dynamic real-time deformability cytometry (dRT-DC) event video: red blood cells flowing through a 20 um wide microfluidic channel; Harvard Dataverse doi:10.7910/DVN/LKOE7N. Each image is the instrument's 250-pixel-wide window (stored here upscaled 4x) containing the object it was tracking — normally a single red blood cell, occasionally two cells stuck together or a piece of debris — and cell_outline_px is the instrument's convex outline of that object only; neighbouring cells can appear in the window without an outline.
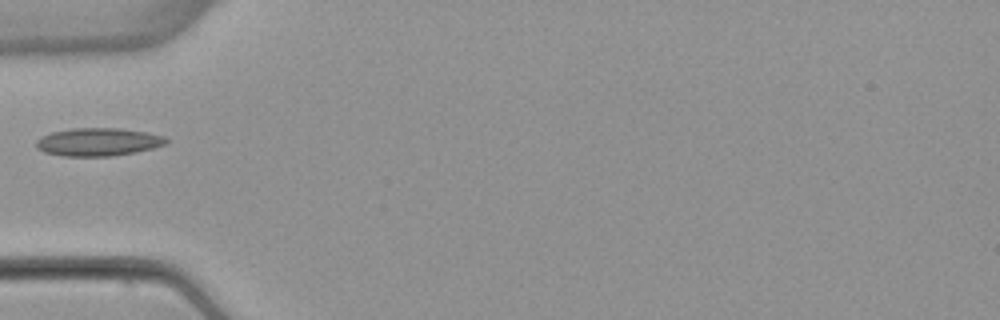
{"species": "common noctule bat (a hibernating species)", "species_latin": "Nyctalus noctula", "temperature_condition": "warm", "stored_images_in_passage": 36, "camera_frame_rate_fps": 3000, "um_per_image_px": 0.085, "animal": {"sex": "female", "body_mass_g": 22.7, "forearm_length_mm": 54.2}, "frame": {"image": 1, "passage_image": 1, "time_ms": 0.0, "image_size_px": [1000, 320], "cell_outline_px": [[168, 140], [164, 144], [152, 148], [136, 152], [112, 156], [64, 156], [44, 152], [36, 148], [36, 140], [52, 132], [72, 128], [120, 128], [148, 132], [164, 136]], "centroid_in_image_um": [8.34, 12.06], "position_along_channel_um": 76.7, "area_um2": 21.15}}
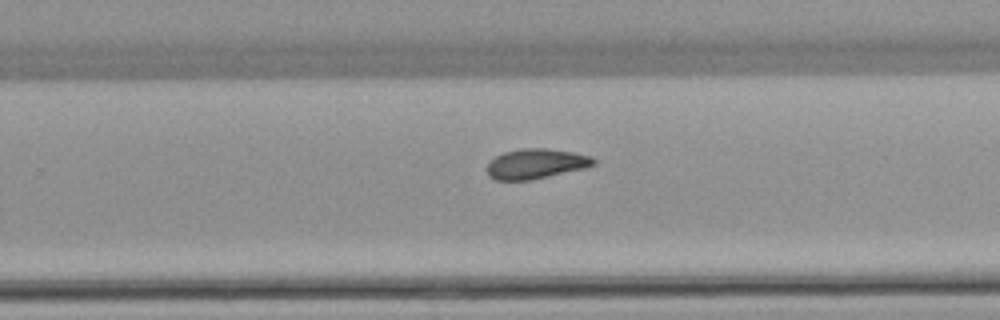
{"frame": {"image": 2, "passage_image": 17, "time_ms": 5.333, "image_size_px": [1000, 320], "cell_outline_px": [[596, 164], [588, 168], [532, 180], [496, 180], [488, 176], [488, 164], [496, 156], [504, 152], [520, 148], [544, 148], [572, 152], [592, 156], [596, 160]], "centroid_in_image_um": [45.6, 13.93], "position_along_channel_um": 284.2, "area_um2": 18.79}}
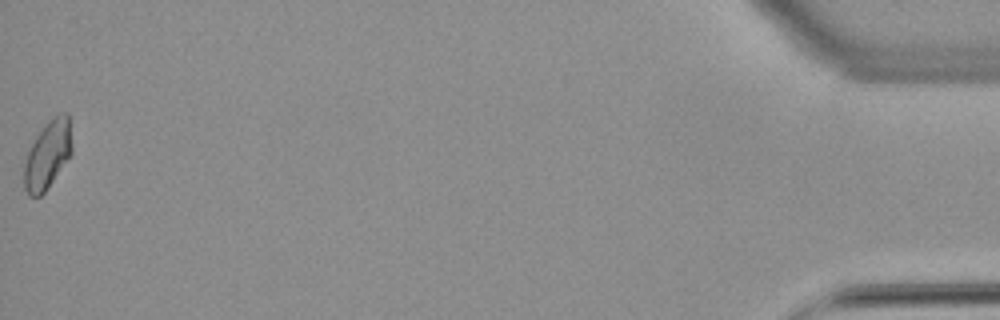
{"frame": {"image": 3, "passage_image": 36, "time_ms": 11.667, "image_size_px": [1000, 320], "cell_outline_px": [[72, 152], [44, 192], [40, 196], [28, 196], [24, 188], [24, 164], [28, 152], [36, 136], [48, 120], [60, 112], [68, 112], [72, 144]], "centroid_in_image_um": [4.05, 13.13], "position_along_channel_um": 431.2, "area_um2": 18.73}}